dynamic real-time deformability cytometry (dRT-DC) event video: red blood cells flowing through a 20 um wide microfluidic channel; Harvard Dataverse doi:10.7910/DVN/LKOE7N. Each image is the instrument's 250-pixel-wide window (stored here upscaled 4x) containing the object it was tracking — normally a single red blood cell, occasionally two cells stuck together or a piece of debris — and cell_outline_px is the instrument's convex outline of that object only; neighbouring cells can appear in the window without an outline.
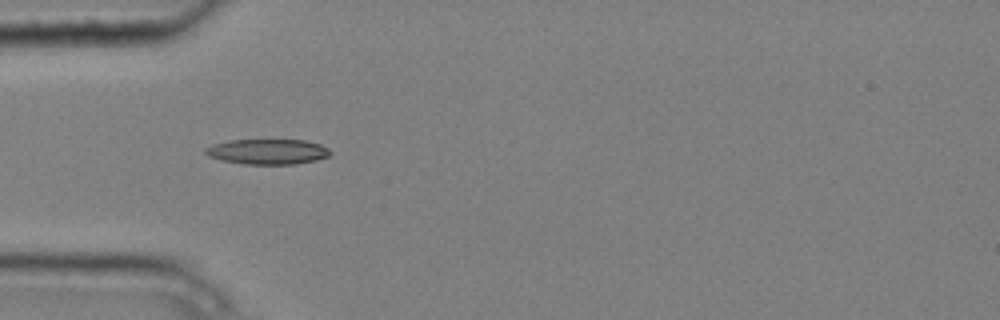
{"species": "common noctule bat (a hibernating species)", "species_latin": "Nyctalus noctula", "temperature_condition": "cold", "stored_images_in_passage": 8, "camera_frame_rate_fps": 3000, "um_per_image_px": 0.085, "animal": {"sex": "male", "body_mass_g": 20.4}, "frame": {"image": 1, "passage_image": 5, "time_ms": 1.333, "image_size_px": [1000, 320], "cell_outline_px": [[332, 152], [328, 156], [316, 160], [296, 164], [244, 164], [220, 160], [208, 156], [204, 152], [204, 148], [212, 144], [232, 140], [304, 140], [320, 144], [328, 148]], "centroid_in_image_um": [22.73, 12.89], "position_along_channel_um": 62.3, "area_um2": 18.44}}
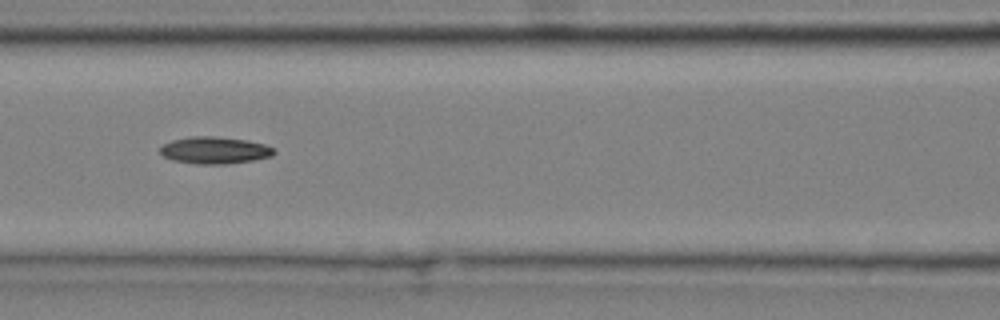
{"frame": {"image": 2, "passage_image": 7, "time_ms": 2.0, "image_size_px": [1000, 320], "cell_outline_px": [[276, 152], [272, 156], [252, 160], [224, 164], [196, 164], [172, 160], [164, 156], [160, 152], [160, 148], [164, 144], [172, 140], [192, 136], [216, 136], [248, 140], [264, 144], [276, 148]], "centroid_in_image_um": [18.27, 12.77], "position_along_channel_um": 148.3, "area_um2": 17.98}}
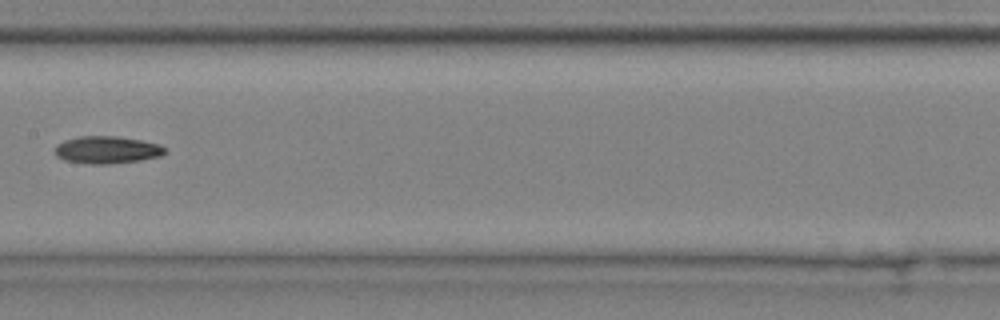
{"frame": {"image": 3, "passage_image": 8, "time_ms": 2.333, "image_size_px": [1000, 320], "cell_outline_px": [[168, 152], [160, 156], [140, 160], [108, 164], [88, 164], [64, 160], [56, 156], [56, 144], [64, 140], [80, 136], [116, 136], [140, 140], [160, 144]], "centroid_in_image_um": [9.09, 12.74], "position_along_channel_um": 198.3, "area_um2": 17.57}}